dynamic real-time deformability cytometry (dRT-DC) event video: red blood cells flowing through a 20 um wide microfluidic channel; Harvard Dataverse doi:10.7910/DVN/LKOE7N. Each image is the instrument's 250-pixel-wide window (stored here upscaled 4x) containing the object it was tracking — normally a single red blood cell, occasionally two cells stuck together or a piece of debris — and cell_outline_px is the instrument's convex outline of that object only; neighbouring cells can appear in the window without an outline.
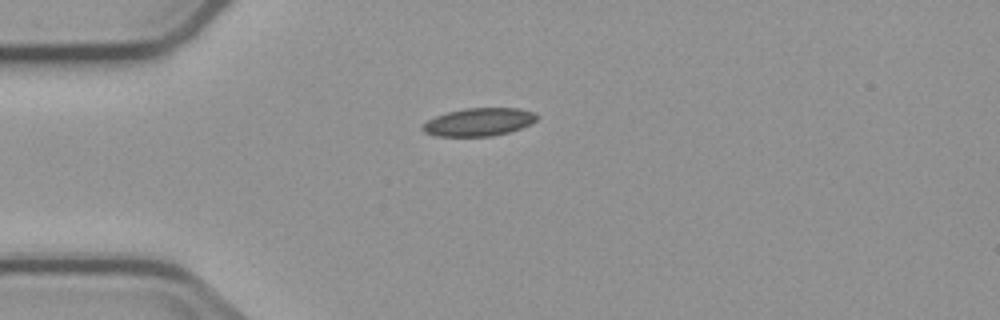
{"species": "common noctule bat (a hibernating species)", "species_latin": "Nyctalus noctula", "temperature_condition": "cold", "stored_images_in_passage": 3, "camera_frame_rate_fps": 3000, "um_per_image_px": 0.085, "animal": {"sex": "male", "body_mass_g": 23.1, "forearm_length_mm": 52.7}, "frame": {"image": 1, "passage_image": 3, "time_ms": 3.333, "image_size_px": [1000, 320], "cell_outline_px": [[540, 116], [532, 124], [508, 132], [492, 136], [436, 136], [424, 132], [420, 128], [428, 120], [436, 116], [448, 112], [464, 108], [520, 108], [536, 112]], "centroid_in_image_um": [40.75, 10.36], "position_along_channel_um": 44.3, "area_um2": 18.73}}